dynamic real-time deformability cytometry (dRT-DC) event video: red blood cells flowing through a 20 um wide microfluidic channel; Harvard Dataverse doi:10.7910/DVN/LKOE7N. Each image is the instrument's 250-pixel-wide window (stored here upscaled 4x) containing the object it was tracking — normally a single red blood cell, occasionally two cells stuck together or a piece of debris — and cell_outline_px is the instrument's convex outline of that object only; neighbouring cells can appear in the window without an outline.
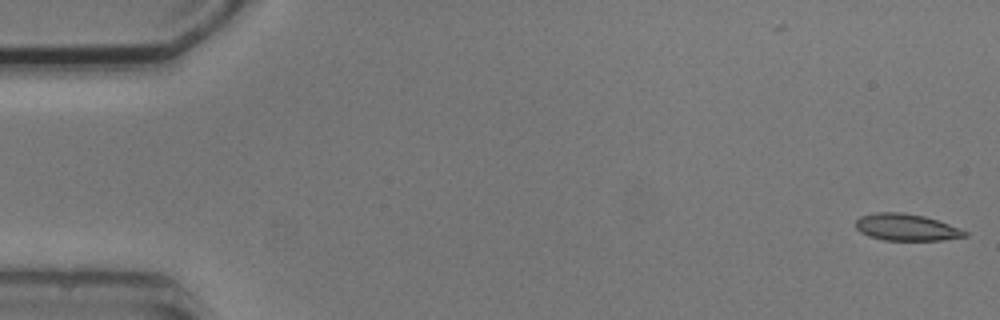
{"species": "common noctule bat (a hibernating species)", "species_latin": "Nyctalus noctula", "temperature_condition": "cold", "stored_images_in_passage": 4, "camera_frame_rate_fps": 3000, "um_per_image_px": 0.085, "animal": {"sex": "male", "body_mass_g": 20.5, "forearm_length_mm": 52.5}, "frame": {"image": 1, "passage_image": 1, "time_ms": 0.0, "image_size_px": [1000, 320], "cell_outline_px": [[968, 236], [940, 240], [884, 240], [868, 236], [860, 232], [856, 228], [856, 220], [860, 216], [876, 212], [904, 212], [924, 216], [960, 228], [968, 232]], "centroid_in_image_um": [77.02, 19.32], "position_along_channel_um": 8.0, "area_um2": 17.05}}